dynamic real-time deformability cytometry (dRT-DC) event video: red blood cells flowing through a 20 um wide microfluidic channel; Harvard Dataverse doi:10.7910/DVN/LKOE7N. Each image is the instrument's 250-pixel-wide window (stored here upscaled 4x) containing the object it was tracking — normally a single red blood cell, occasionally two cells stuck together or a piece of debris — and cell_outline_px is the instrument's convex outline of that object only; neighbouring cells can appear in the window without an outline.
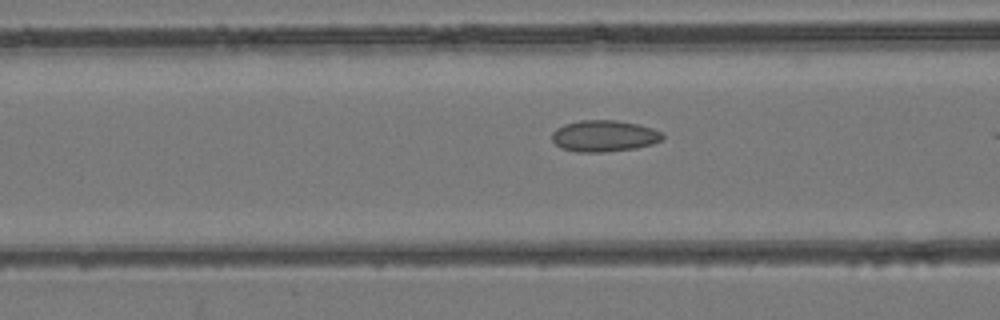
{"species": "common noctule bat (a hibernating species)", "species_latin": "Nyctalus noctula", "temperature_condition": "room temperature", "stored_images_in_passage": 11, "camera_frame_rate_fps": 3000, "um_per_image_px": 0.085, "animal": {"sex": "female", "body_mass_g": 24.6, "forearm_length_mm": 56.2}, "frame": {"image": 1, "passage_image": 10, "time_ms": 3.0, "image_size_px": [1000, 320], "cell_outline_px": [[664, 136], [660, 140], [652, 144], [636, 148], [604, 152], [576, 152], [560, 148], [552, 140], [552, 132], [556, 128], [564, 124], [580, 120], [616, 120], [636, 124], [652, 128], [660, 132]], "centroid_in_image_um": [51.3, 11.56], "position_along_channel_um": 115.3, "area_um2": 20.23}}